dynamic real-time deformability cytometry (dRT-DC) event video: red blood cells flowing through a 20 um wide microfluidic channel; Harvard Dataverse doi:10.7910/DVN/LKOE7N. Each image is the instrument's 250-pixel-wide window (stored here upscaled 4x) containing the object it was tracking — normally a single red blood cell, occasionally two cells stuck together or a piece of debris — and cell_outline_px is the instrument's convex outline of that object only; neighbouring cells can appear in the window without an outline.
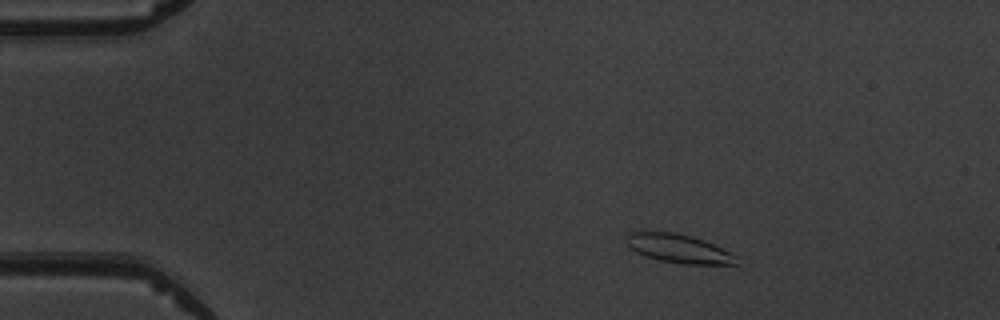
{"species": "common noctule bat (a hibernating species)", "species_latin": "Nyctalus noctula", "temperature_condition": "warm", "stored_images_in_passage": 4, "camera_frame_rate_fps": 3000, "um_per_image_px": 0.085, "animal": {"sex": "male", "body_mass_g": 19.5, "forearm_length_mm": 54.6}, "frame": {"image": 1, "passage_image": 2, "time_ms": 1.333, "image_size_px": [1000, 320], "cell_outline_px": [[740, 256], [736, 264], [684, 264], [660, 260], [644, 256], [636, 252], [624, 240], [628, 232], [672, 232], [704, 240]], "centroid_in_image_um": [57.71, 21.14], "position_along_channel_um": 27.3, "area_um2": 18.32}}